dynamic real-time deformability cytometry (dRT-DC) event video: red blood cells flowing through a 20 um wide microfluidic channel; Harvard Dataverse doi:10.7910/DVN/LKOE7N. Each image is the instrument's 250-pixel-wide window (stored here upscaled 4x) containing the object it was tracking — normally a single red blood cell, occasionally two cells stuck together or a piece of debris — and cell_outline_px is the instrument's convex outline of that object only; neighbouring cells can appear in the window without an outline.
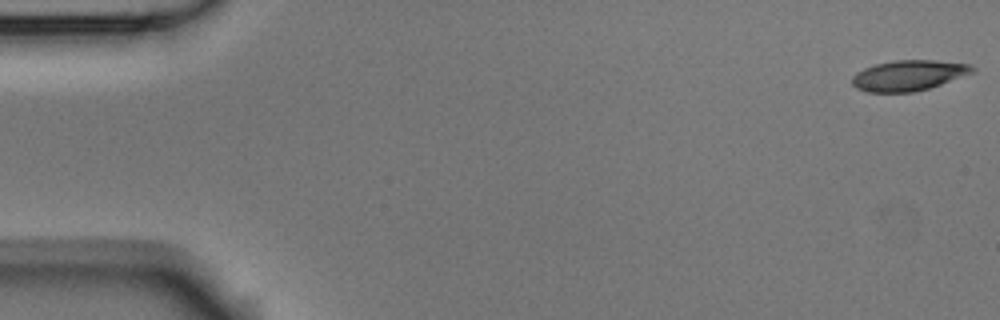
{"species": "Egyptian fruit bat (a non-hibernating species)", "species_latin": "Rousettus aegyptiacus", "temperature_condition": "room temperature", "stored_images_in_passage": 53, "camera_frame_rate_fps": 3000, "um_per_image_px": 0.085, "animal": {"sex": "male"}, "frame": {"image": 1, "passage_image": 1, "time_ms": 0.0, "image_size_px": [1000, 320], "cell_outline_px": [[976, 72], [928, 88], [912, 92], [868, 92], [856, 88], [852, 84], [852, 76], [856, 72], [864, 68], [876, 64], [896, 60], [932, 60], [972, 64], [976, 68]], "centroid_in_image_um": [77.25, 6.4], "position_along_channel_um": 7.8, "area_um2": 21.39}}
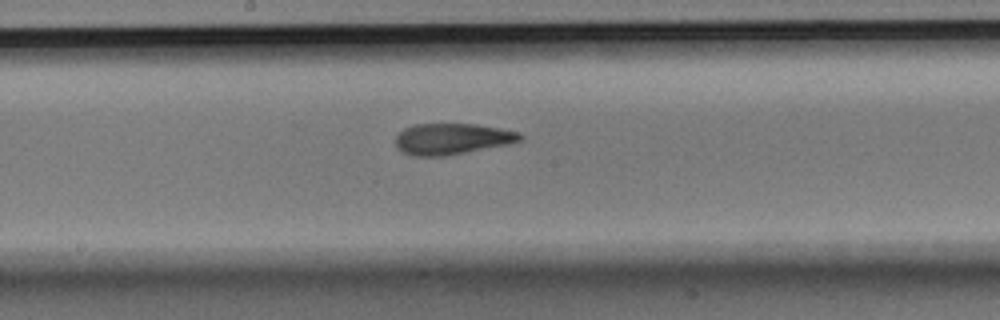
{"frame": {"image": 2, "passage_image": 28, "time_ms": 9.0, "image_size_px": [1000, 320], "cell_outline_px": [[524, 140], [508, 144], [444, 156], [412, 156], [400, 152], [396, 148], [396, 136], [404, 128], [412, 124], [476, 124], [500, 128], [520, 132], [524, 136]], "centroid_in_image_um": [38.41, 11.8], "position_along_channel_um": 209.8, "area_um2": 22.77}}
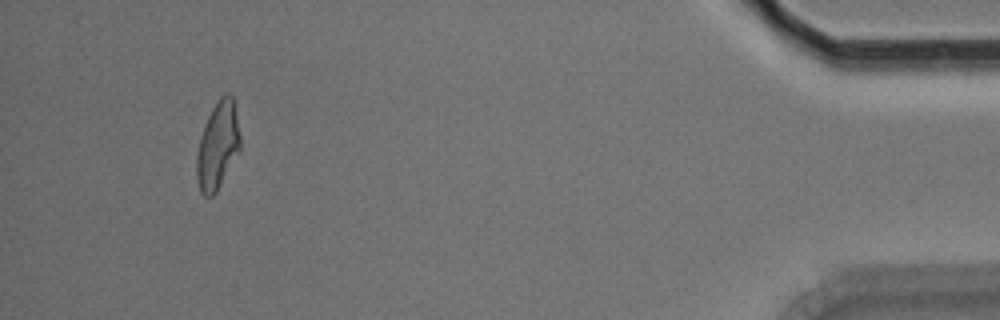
{"frame": {"image": 3, "passage_image": 50, "time_ms": 16.333, "image_size_px": [1000, 320], "cell_outline_px": [[240, 148], [216, 192], [212, 196], [204, 196], [200, 192], [196, 176], [196, 156], [200, 136], [204, 124], [212, 108], [220, 96], [228, 92], [232, 96], [240, 136]], "centroid_in_image_um": [18.47, 12.37], "position_along_channel_um": 416.7, "area_um2": 21.91}, "authors_computed_cell_mechanics": {"area_um2": 22.3108, "velocity_mm_per_s": 3.768, "shape_relaxation_time_tau1_ms": 8.1535, "shape_relaxation_time_tau2_ms": 2.9632, "deformation_change_tau1": 0.2137, "deformation_change_tau2": 0.1028}}